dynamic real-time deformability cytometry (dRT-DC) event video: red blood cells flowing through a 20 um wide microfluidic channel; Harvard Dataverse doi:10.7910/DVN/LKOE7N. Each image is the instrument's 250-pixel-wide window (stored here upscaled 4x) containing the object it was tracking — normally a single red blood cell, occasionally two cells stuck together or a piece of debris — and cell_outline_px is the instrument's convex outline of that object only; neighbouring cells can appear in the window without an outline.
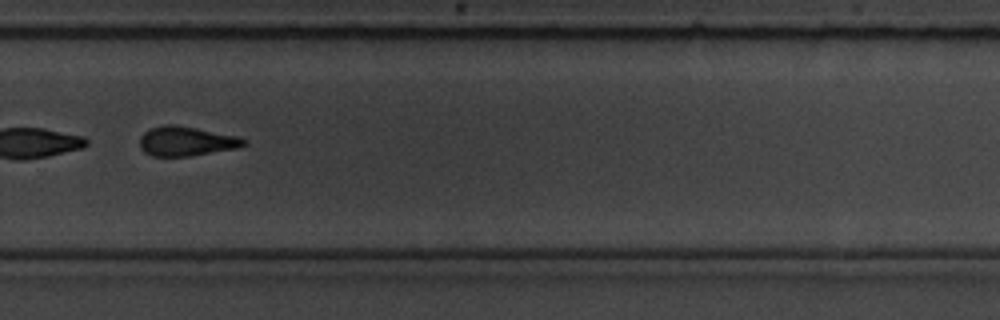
{"species": "common noctule bat (a hibernating species)", "species_latin": "Nyctalus noctula", "temperature_condition": "room temperature", "stored_images_in_passage": 55, "segment_of_instrument_passage": [2, 2], "camera_frame_rate_fps": 3000, "um_per_image_px": 0.085, "animal": {"sex": "male", "body_mass_g": 19.5, "forearm_length_mm": 54.6}, "frame": {"image": 1, "passage_image": 38, "time_ms": 12.333, "image_size_px": [1000, 320], "cell_outline_px": [[244, 144], [232, 148], [184, 156], [156, 156], [148, 152], [140, 144], [140, 140], [152, 128], [192, 128], [228, 136], [244, 140]], "centroid_in_image_um": [15.78, 12.06], "position_along_channel_um": 314.0, "area_um2": 15.49}}